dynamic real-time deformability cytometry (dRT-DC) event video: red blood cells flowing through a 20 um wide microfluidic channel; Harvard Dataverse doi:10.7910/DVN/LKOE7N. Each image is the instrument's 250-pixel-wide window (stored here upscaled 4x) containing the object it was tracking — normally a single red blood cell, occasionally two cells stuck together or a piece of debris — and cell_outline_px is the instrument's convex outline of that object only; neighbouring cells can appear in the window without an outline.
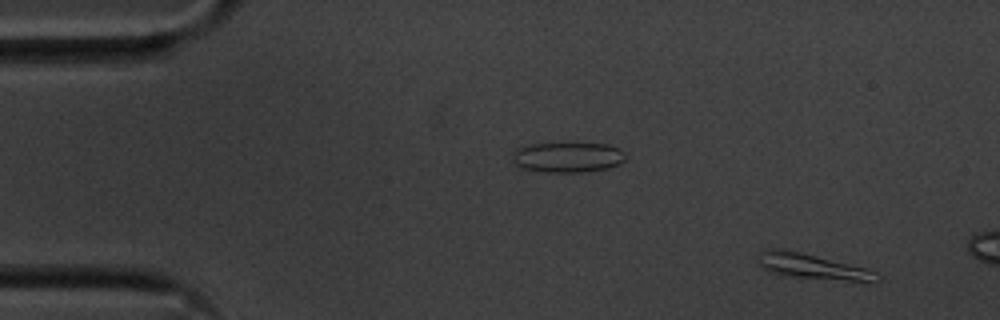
{"species": "common noctule bat (a hibernating species)", "species_latin": "Nyctalus noctula", "temperature_condition": "cold", "stored_images_in_passage": 9, "camera_frame_rate_fps": 3000, "um_per_image_px": 0.085, "animal": {"sex": "male", "body_mass_g": 20.1, "forearm_length_mm": 53.5}, "frame": {"image": 1, "passage_image": 1, "time_ms": 0.0, "image_size_px": [1000, 320], "cell_outline_px": [[880, 280], [848, 280], [780, 276], [768, 272], [756, 264], [756, 260], [760, 252], [764, 248], [784, 248], [868, 268], [876, 272], [880, 276]], "centroid_in_image_um": [68.89, 22.62], "position_along_channel_um": 16.1, "area_um2": 17.74}}